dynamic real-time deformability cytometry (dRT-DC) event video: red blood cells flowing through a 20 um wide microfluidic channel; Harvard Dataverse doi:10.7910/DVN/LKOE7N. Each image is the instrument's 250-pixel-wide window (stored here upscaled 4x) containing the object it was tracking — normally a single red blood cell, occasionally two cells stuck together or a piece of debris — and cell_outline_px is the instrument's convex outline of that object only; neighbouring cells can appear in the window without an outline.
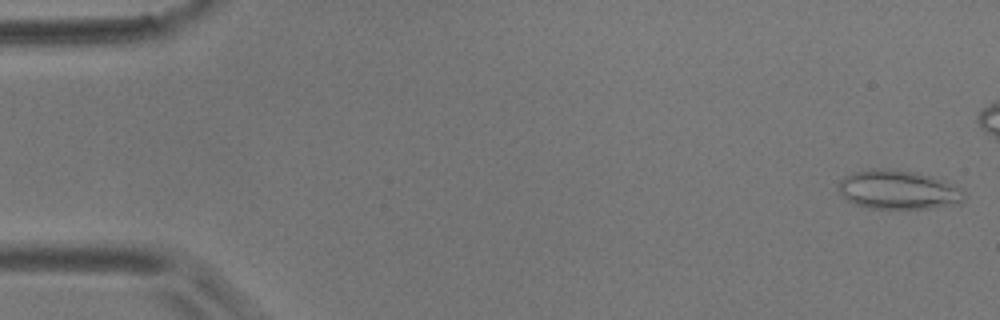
{"species": "common noctule bat (a hibernating species)", "species_latin": "Nyctalus noctula", "temperature_condition": "room temperature", "stored_images_in_passage": 46, "camera_frame_rate_fps": 3000, "um_per_image_px": 0.085, "animal": {"sex": "male", "body_mass_g": 17.9}, "frame": {"image": 1, "passage_image": 1, "time_ms": 0.0, "image_size_px": [1000, 320], "cell_outline_px": [[964, 200], [960, 204], [932, 208], [872, 208], [856, 204], [848, 200], [840, 192], [840, 180], [844, 176], [856, 172], [872, 168], [884, 168], [912, 172], [932, 176], [944, 180], [964, 192]], "centroid_in_image_um": [76.38, 16.13], "position_along_channel_um": 8.6, "area_um2": 28.21}}
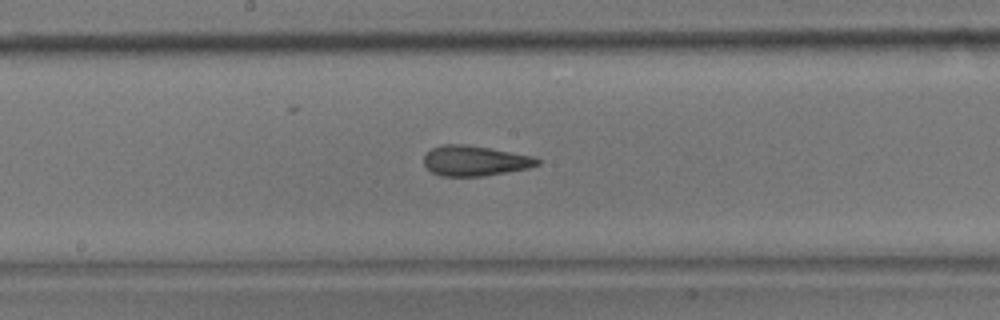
{"frame": {"image": 2, "passage_image": 29, "time_ms": 9.333, "image_size_px": [1000, 320], "cell_outline_px": [[540, 164], [528, 168], [508, 172], [484, 176], [440, 176], [432, 172], [424, 164], [424, 156], [432, 148], [444, 144], [464, 144], [536, 156], [540, 160]], "centroid_in_image_um": [40.39, 13.67], "position_along_channel_um": 207.8, "area_um2": 20.0}}
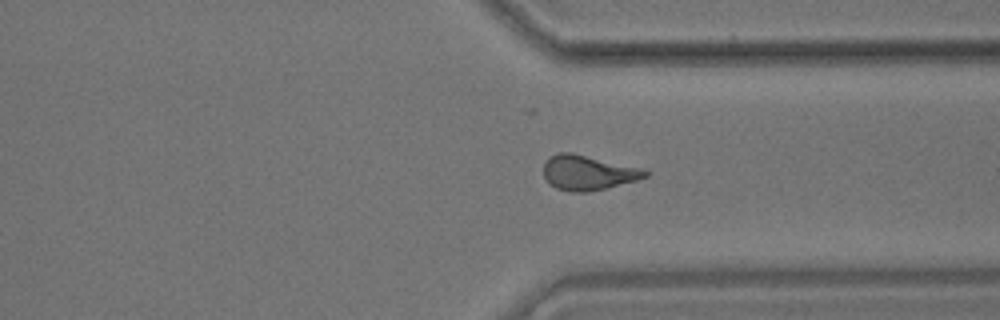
{"frame": {"image": 3, "passage_image": 42, "time_ms": 13.667, "image_size_px": [1000, 320], "cell_outline_px": [[652, 172], [648, 176], [636, 180], [588, 192], [572, 192], [556, 188], [548, 184], [544, 176], [544, 164], [552, 156], [560, 152], [572, 152], [640, 168]], "centroid_in_image_um": [49.97, 14.68], "position_along_channel_um": 361.4, "area_um2": 20.4}}